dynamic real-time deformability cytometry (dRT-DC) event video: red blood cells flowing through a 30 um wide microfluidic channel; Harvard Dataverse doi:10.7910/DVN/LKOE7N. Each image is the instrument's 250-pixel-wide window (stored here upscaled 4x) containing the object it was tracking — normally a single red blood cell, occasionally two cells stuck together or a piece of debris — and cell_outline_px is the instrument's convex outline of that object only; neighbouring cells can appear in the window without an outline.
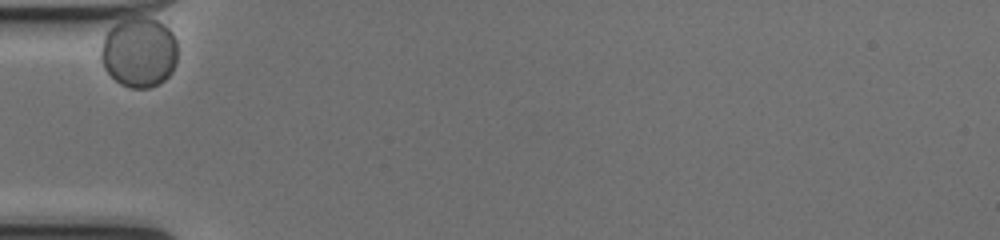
{"species": "common noctule bat (a hibernating species)", "species_latin": "Nyctalus noctula", "temperature_condition": "cold", "stored_images_in_passage": 28, "camera_frame_rate_fps": 3000, "um_per_image_px": 0.085, "animal": {"sex": "female", "body_mass_g": 17.0, "forearm_length_mm": 48.0}, "frame": {"image": 1, "passage_image": 1, "time_ms": 0.0, "image_size_px": [1000, 240], "cell_outline_px": [[176, 64], [172, 72], [164, 80], [148, 88], [132, 88], [120, 84], [104, 68], [100, 56], [100, 52], [104, 36], [116, 24], [124, 20], [156, 20], [168, 28], [172, 32], [176, 40]], "centroid_in_image_um": [11.83, 4.5], "position_along_channel_um": 73.2, "area_um2": 30.52}}
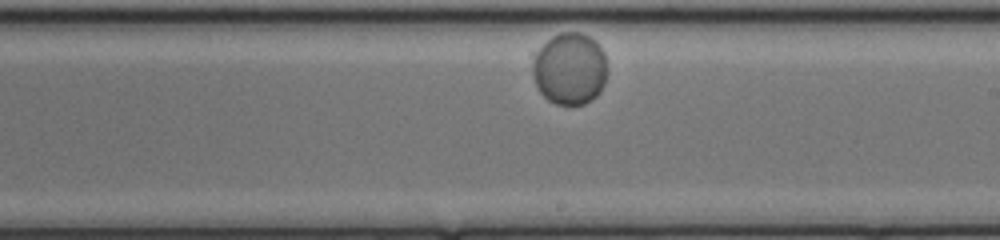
{"frame": {"image": 2, "passage_image": 17, "time_ms": 5.333, "image_size_px": [1000, 240], "cell_outline_px": [[604, 84], [600, 92], [596, 96], [584, 104], [556, 104], [548, 100], [540, 92], [536, 84], [532, 72], [532, 52], [552, 36], [560, 32], [580, 32], [596, 40], [604, 52]], "centroid_in_image_um": [48.37, 5.81], "position_along_channel_um": 240.6, "area_um2": 31.44}}
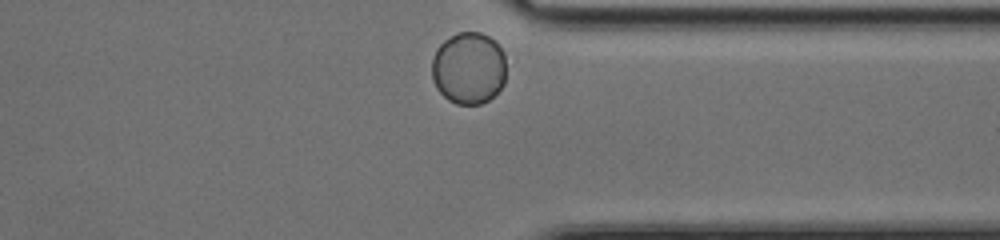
{"frame": {"image": 3, "passage_image": 28, "time_ms": 9.0, "image_size_px": [1000, 240], "cell_outline_px": [[504, 84], [488, 100], [480, 104], [456, 104], [448, 100], [436, 88], [432, 80], [432, 60], [436, 48], [444, 40], [460, 32], [480, 32], [488, 36], [504, 52]], "centroid_in_image_um": [39.8, 5.8], "position_along_channel_um": 371.6, "area_um2": 31.1}}